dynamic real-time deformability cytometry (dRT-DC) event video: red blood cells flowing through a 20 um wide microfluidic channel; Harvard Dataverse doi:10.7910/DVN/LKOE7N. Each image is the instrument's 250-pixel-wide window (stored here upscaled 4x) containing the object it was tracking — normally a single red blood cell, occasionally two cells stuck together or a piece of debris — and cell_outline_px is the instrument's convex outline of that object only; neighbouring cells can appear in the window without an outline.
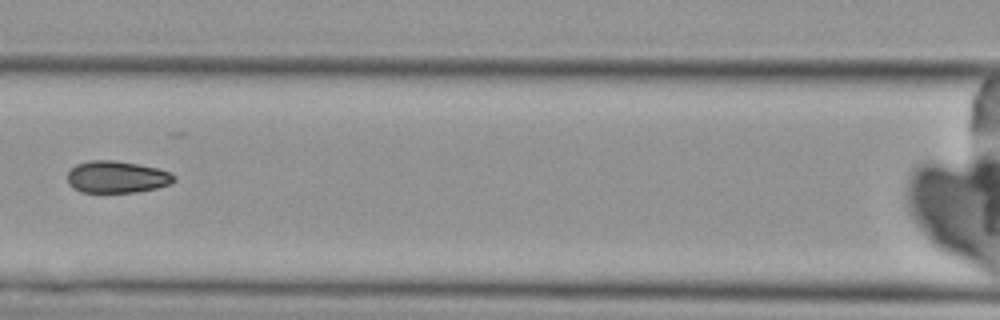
{"species": "Egyptian fruit bat (a non-hibernating species)", "species_latin": "Rousettus aegyptiacus", "temperature_condition": "cold", "stored_images_in_passage": 8, "camera_frame_rate_fps": 3000, "um_per_image_px": 0.085, "animal": {"sex": "female"}, "frame": {"image": 1, "passage_image": 8, "time_ms": 8.333, "image_size_px": [1000, 320], "cell_outline_px": [[176, 180], [172, 184], [156, 188], [136, 192], [80, 192], [72, 188], [68, 184], [68, 172], [76, 164], [88, 160], [116, 160], [156, 168], [168, 172], [176, 176]], "centroid_in_image_um": [9.91, 15.04], "position_along_channel_um": 156.7, "area_um2": 19.94}}